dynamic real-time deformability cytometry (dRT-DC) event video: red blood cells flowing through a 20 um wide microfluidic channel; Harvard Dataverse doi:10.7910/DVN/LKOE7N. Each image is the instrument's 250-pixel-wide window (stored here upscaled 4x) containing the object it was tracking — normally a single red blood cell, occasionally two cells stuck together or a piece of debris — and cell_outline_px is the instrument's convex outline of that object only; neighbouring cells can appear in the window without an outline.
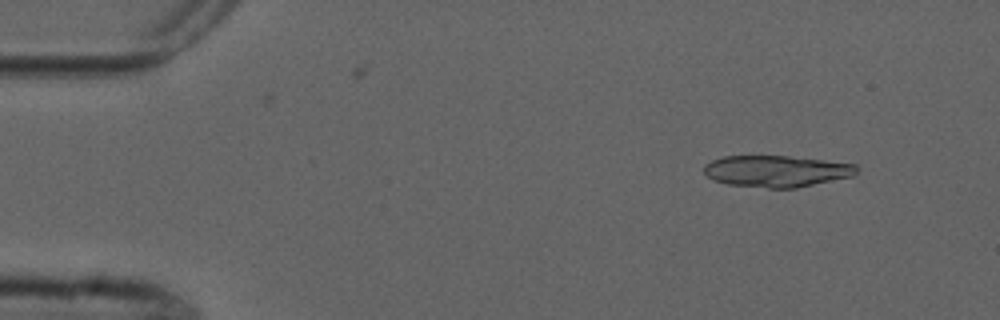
{"species": "common noctule bat (a hibernating species)", "species_latin": "Nyctalus noctula", "temperature_condition": "cold", "stored_images_in_passage": 5, "camera_frame_rate_fps": 3000, "um_per_image_px": 0.085, "animal": {"sex": "male", "forearm_length_mm": 52.5}, "frame": {"image": 1, "passage_image": 2, "time_ms": 1.0, "image_size_px": [1000, 320], "cell_outline_px": [[856, 172], [852, 176], [796, 188], [768, 188], [728, 184], [712, 180], [704, 172], [704, 164], [712, 160], [724, 156], [788, 156], [824, 160], [856, 164]], "centroid_in_image_um": [65.96, 14.55], "position_along_channel_um": 19.0, "area_um2": 27.92}}